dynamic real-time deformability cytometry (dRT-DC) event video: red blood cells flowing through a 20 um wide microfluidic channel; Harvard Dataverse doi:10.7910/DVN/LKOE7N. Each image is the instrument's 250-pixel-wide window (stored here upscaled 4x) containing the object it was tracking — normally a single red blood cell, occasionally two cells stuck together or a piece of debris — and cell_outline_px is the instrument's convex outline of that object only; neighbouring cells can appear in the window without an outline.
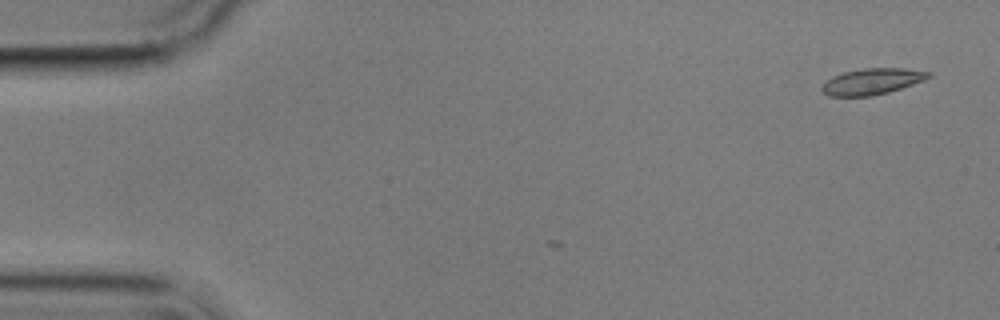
{"species": "common noctule bat (a hibernating species)", "species_latin": "Nyctalus noctula", "temperature_condition": "cold", "stored_images_in_passage": 2, "camera_frame_rate_fps": 3000, "um_per_image_px": 0.085, "animal": {"sex": "male", "body_mass_g": 17.9}, "frame": {"image": 1, "passage_image": 2, "time_ms": 1.0, "image_size_px": [1000, 320], "cell_outline_px": [[932, 76], [924, 80], [888, 92], [872, 96], [828, 96], [820, 88], [832, 76], [844, 72], [864, 68], [904, 68], [932, 72]], "centroid_in_image_um": [74.14, 6.92], "position_along_channel_um": 10.9, "area_um2": 16.13}}